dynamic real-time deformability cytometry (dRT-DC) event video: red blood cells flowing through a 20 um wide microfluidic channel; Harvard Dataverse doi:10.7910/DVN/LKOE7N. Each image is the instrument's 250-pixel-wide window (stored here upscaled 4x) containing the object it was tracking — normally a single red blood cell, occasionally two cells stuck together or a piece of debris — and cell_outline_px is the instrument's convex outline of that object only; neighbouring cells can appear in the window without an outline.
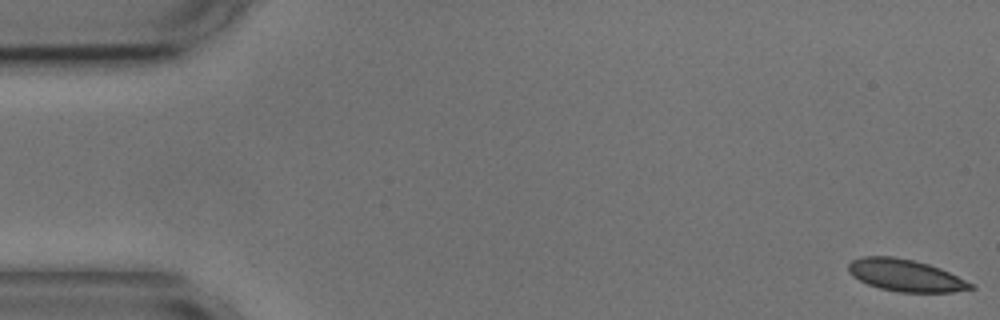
{"species": "common noctule bat (a hibernating species)", "species_latin": "Nyctalus noctula", "temperature_condition": "cold", "stored_images_in_passage": 55, "camera_frame_rate_fps": 3000, "um_per_image_px": 0.085, "animal": {"sex": "male", "body_mass_g": 17.9, "forearm_length_mm": 54.2}, "frame": {"image": 1, "passage_image": 1, "time_ms": 0.0, "image_size_px": [1000, 320], "cell_outline_px": [[976, 288], [952, 292], [900, 292], [880, 288], [868, 284], [852, 276], [848, 272], [848, 264], [852, 260], [864, 256], [892, 256], [912, 260], [928, 264], [940, 268], [976, 284]], "centroid_in_image_um": [76.99, 23.41], "position_along_channel_um": 8.0, "area_um2": 22.83}}
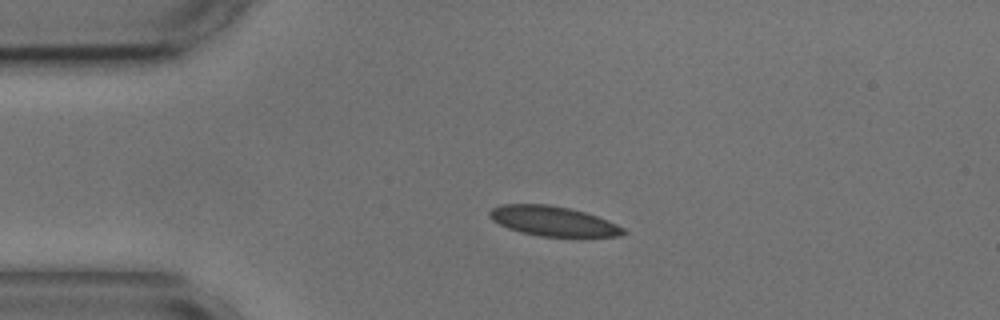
{"frame": {"image": 2, "passage_image": 12, "time_ms": 3.667, "image_size_px": [1000, 320], "cell_outline_px": [[628, 232], [620, 236], [540, 236], [520, 232], [508, 228], [492, 220], [488, 216], [488, 212], [492, 208], [500, 204], [548, 204], [568, 208], [584, 212], [608, 220], [624, 228]], "centroid_in_image_um": [46.98, 18.79], "position_along_channel_um": 38.0, "area_um2": 23.12}}
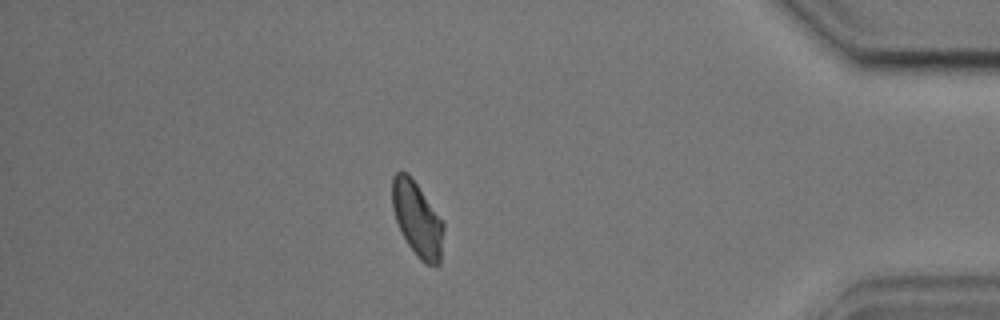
{"frame": {"image": 3, "passage_image": 48, "time_ms": 15.667, "image_size_px": [1000, 320], "cell_outline_px": [[444, 228], [440, 264], [424, 264], [420, 260], [408, 244], [400, 232], [392, 208], [392, 176], [396, 172], [408, 172], [444, 224]], "centroid_in_image_um": [35.44, 18.63], "position_along_channel_um": 399.8, "area_um2": 22.08}, "authors_computed_cell_mechanics": {"area_um2": 23.2356, "velocity_mm_per_s": 3.5764, "shape_relaxation_time_tau1_ms": 4.4768, "shape_relaxation_time_tau2_ms": 3.1743, "deformation_change_tau1": 0.0908, "deformation_change_tau2": 0.0703}}